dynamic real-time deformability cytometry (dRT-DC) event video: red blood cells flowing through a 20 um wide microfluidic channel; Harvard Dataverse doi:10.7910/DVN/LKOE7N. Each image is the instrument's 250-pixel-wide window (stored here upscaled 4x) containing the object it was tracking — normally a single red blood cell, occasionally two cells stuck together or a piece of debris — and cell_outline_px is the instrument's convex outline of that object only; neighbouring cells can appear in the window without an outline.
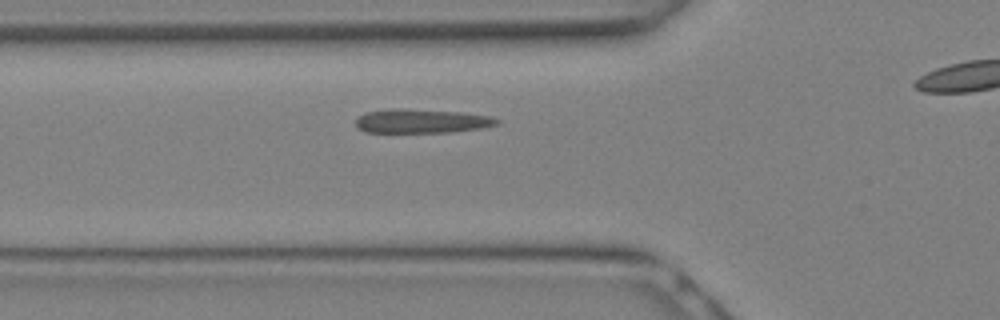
{"species": "Egyptian fruit bat (a non-hibernating species)", "species_latin": "Rousettus aegyptiacus", "temperature_condition": "warm", "stored_images_in_passage": 6, "segment_of_instrument_passage": [1, 2], "camera_frame_rate_fps": 3000, "um_per_image_px": 0.085, "animal": {"sex": "female"}, "frame": {"image": 1, "passage_image": 3, "time_ms": 0.667, "image_size_px": [1000, 320], "cell_outline_px": [[500, 120], [496, 124], [480, 128], [452, 132], [364, 132], [356, 124], [356, 120], [364, 112], [388, 108], [392, 108], [460, 112], [488, 116]], "centroid_in_image_um": [35.78, 10.29], "position_along_channel_um": 90.0, "area_um2": 19.48}}
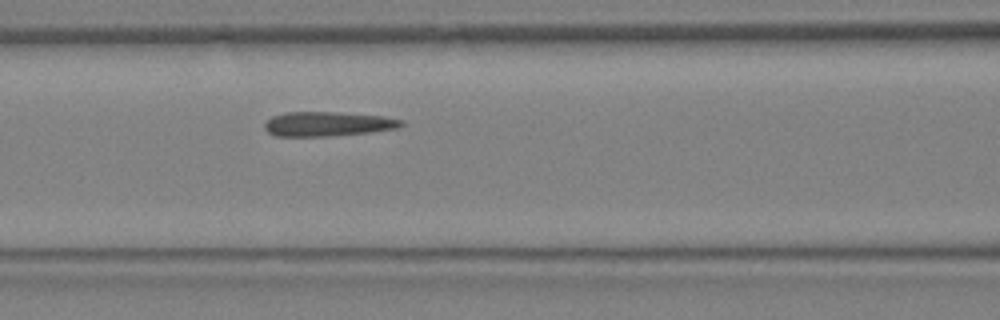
{"frame": {"image": 2, "passage_image": 5, "time_ms": 1.333, "image_size_px": [1000, 320], "cell_outline_px": [[404, 124], [400, 128], [372, 132], [332, 136], [276, 136], [268, 132], [264, 128], [264, 124], [272, 116], [284, 112], [336, 112], [384, 116], [404, 120]], "centroid_in_image_um": [27.89, 10.53], "position_along_channel_um": 138.7, "area_um2": 19.71}}